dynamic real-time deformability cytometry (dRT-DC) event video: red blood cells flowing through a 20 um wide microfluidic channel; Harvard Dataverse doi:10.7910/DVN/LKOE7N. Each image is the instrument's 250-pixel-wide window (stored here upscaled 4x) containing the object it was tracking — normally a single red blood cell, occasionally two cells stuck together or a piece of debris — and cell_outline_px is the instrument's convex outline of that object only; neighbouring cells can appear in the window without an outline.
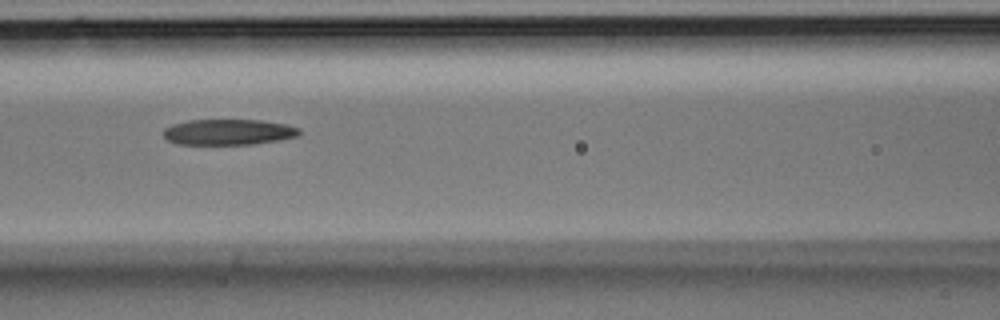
{"species": "Egyptian fruit bat (a non-hibernating species)", "species_latin": "Rousettus aegyptiacus", "temperature_condition": "room temperature", "stored_images_in_passage": 4, "camera_frame_rate_fps": 3000, "um_per_image_px": 0.085, "animal": {"sex": "male"}, "frame": {"image": 1, "passage_image": 4, "time_ms": 1.0, "image_size_px": [1000, 320], "cell_outline_px": [[300, 132], [296, 136], [280, 140], [252, 144], [176, 144], [168, 140], [164, 136], [164, 128], [172, 124], [188, 120], [260, 120], [288, 124], [300, 128]], "centroid_in_image_um": [19.42, 11.22], "position_along_channel_um": 147.2, "area_um2": 20.4}}